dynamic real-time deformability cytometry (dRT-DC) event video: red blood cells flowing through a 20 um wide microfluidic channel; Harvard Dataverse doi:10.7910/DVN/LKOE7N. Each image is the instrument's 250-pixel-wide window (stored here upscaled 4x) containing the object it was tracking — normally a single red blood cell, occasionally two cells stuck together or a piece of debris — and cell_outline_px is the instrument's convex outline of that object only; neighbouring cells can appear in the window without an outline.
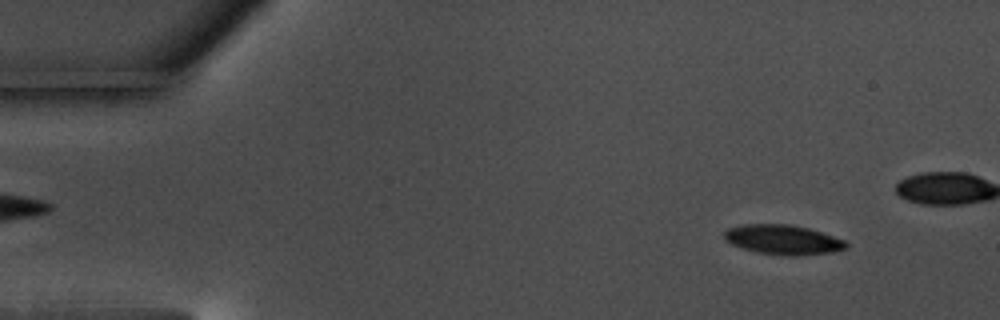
{"species": "common noctule bat (a hibernating species)", "species_latin": "Nyctalus noctula", "temperature_condition": "warm", "stored_images_in_passage": 50, "camera_frame_rate_fps": 3000, "um_per_image_px": 0.085, "animal": {"sex": "male", "body_mass_g": 17.5, "forearm_length_mm": 52.3}, "frame": {"image": 1, "passage_image": 5, "time_ms": 1.333, "image_size_px": [1000, 320], "cell_outline_px": [[848, 248], [832, 252], [800, 256], [788, 256], [756, 252], [740, 248], [724, 240], [724, 232], [728, 228], [744, 224], [788, 224], [808, 228], [844, 240], [848, 244]], "centroid_in_image_um": [66.53, 20.38], "position_along_channel_um": 18.5, "area_um2": 21.15}}
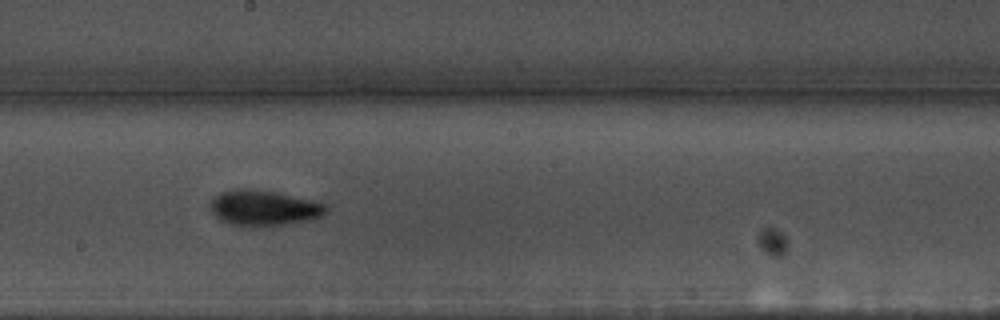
{"frame": {"image": 2, "passage_image": 31, "time_ms": 10.0, "image_size_px": [1000, 320], "cell_outline_px": [[328, 212], [324, 216], [308, 220], [284, 224], [256, 228], [252, 228], [228, 224], [220, 220], [208, 208], [208, 204], [220, 192], [240, 188], [248, 188], [272, 192], [308, 200], [324, 204], [328, 208]], "centroid_in_image_um": [22.36, 17.71], "position_along_channel_um": 225.8, "area_um2": 24.04}}
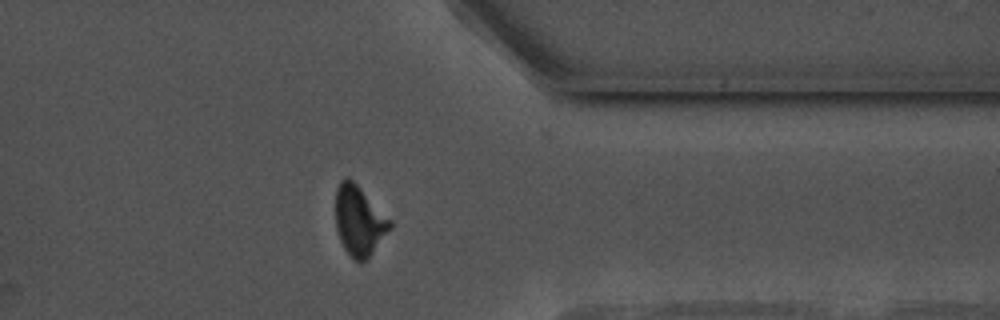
{"frame": {"image": 3, "passage_image": 45, "time_ms": 14.667, "image_size_px": [1000, 320], "cell_outline_px": [[392, 228], [372, 252], [360, 264], [344, 248], [340, 240], [336, 228], [336, 188], [340, 180], [348, 176], [392, 220]], "centroid_in_image_um": [30.53, 18.74], "position_along_channel_um": 380.9, "area_um2": 21.91}, "authors_computed_cell_mechanics": {"area_um2": 21.9062, "velocity_mm_per_s": 3.514, "shape_relaxation_time_tau1_ms": 3.3332, "shape_relaxation_time_tau2_ms": 4.8327, "deformation_change_tau1": 0.1159, "deformation_change_tau2": 0.1095}}